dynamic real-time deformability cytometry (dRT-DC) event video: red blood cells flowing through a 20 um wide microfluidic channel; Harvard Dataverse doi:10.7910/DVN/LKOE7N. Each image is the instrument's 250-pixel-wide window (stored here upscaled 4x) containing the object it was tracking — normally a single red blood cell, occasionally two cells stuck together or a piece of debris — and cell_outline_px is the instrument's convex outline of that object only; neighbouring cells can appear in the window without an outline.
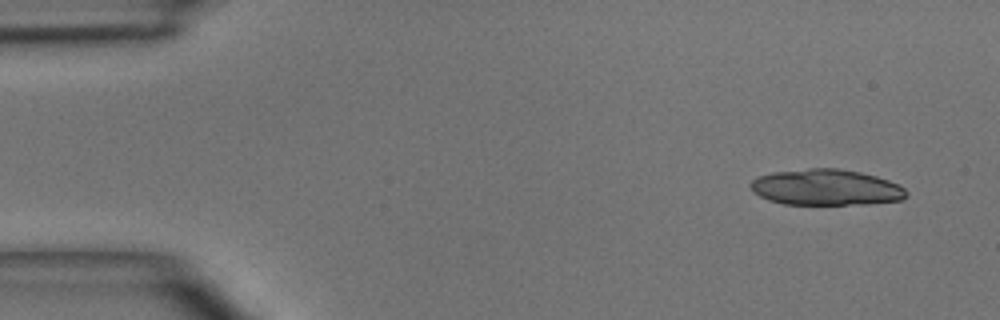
{"species": "common noctule bat (a hibernating species)", "species_latin": "Nyctalus noctula", "temperature_condition": "room temperature", "stored_images_in_passage": 5, "segment_of_instrument_passage": [1, 2], "camera_frame_rate_fps": 3000, "um_per_image_px": 0.085, "animal": {"sex": "male", "body_mass_g": 15.6}, "frame": {"image": 1, "passage_image": 1, "time_ms": 0.0, "image_size_px": [1000, 320], "cell_outline_px": [[908, 196], [904, 200], [868, 204], [784, 204], [768, 200], [752, 192], [748, 184], [756, 176], [772, 172], [808, 168], [836, 168], [860, 172], [876, 176], [888, 180], [904, 188], [908, 192]], "centroid_in_image_um": [70.19, 15.93], "position_along_channel_um": 14.8, "area_um2": 33.0}}